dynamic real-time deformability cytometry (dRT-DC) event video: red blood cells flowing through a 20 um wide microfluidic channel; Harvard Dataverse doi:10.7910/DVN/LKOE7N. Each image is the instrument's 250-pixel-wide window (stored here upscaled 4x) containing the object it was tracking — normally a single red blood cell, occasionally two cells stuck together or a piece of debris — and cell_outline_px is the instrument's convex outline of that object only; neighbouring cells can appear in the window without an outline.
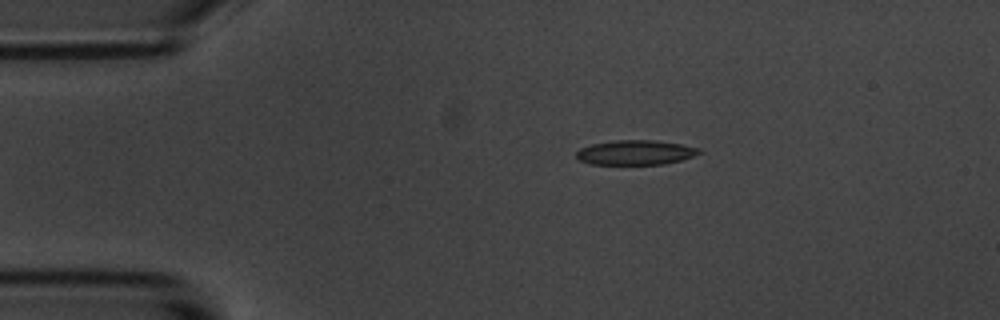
{"species": "common noctule bat (a hibernating species)", "species_latin": "Nyctalus noctula", "temperature_condition": "room temperature", "stored_images_in_passage": 47, "camera_frame_rate_fps": 3000, "um_per_image_px": 0.085, "animal": {"sex": "male", "body_mass_g": 20.1, "forearm_length_mm": 53.5}, "frame": {"image": 1, "passage_image": 1, "time_ms": 0.0, "image_size_px": [1000, 320], "cell_outline_px": [[704, 152], [680, 160], [664, 164], [588, 164], [580, 160], [576, 156], [576, 152], [580, 148], [592, 144], [616, 140], [652, 140], [680, 144], [700, 148]], "centroid_in_image_um": [54.01, 12.96], "position_along_channel_um": 31.0, "area_um2": 17.57}}
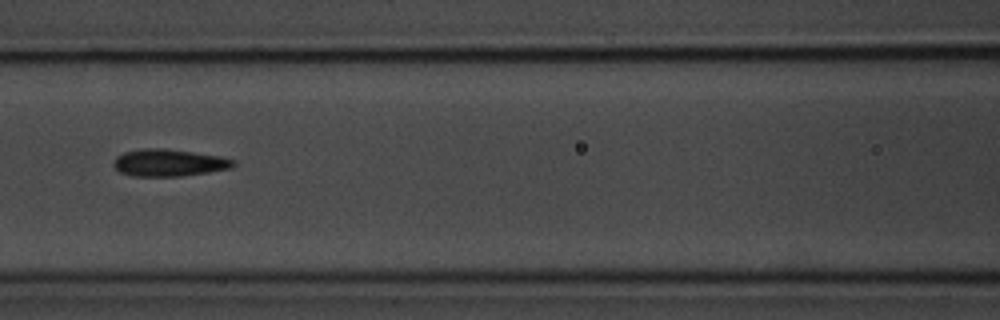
{"frame": {"image": 2, "passage_image": 15, "time_ms": 4.667, "image_size_px": [1000, 320], "cell_outline_px": [[236, 164], [232, 168], [208, 172], [180, 176], [132, 176], [120, 172], [112, 164], [116, 156], [124, 152], [144, 148], [164, 148], [224, 156], [236, 160]], "centroid_in_image_um": [14.39, 13.82], "position_along_channel_um": 152.2, "area_um2": 19.13}}
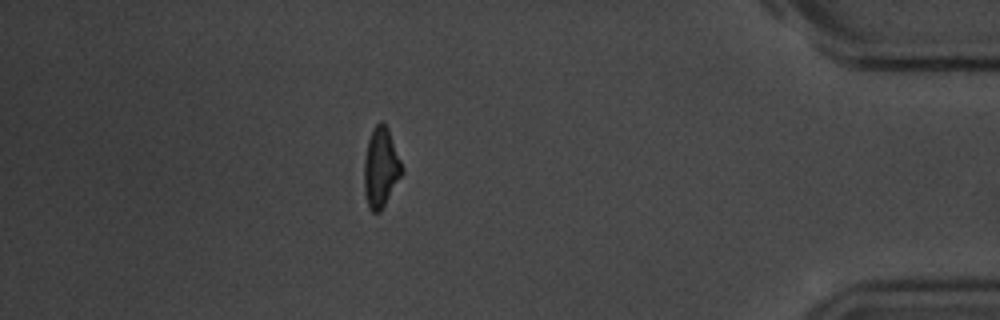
{"frame": {"image": 3, "passage_image": 40, "time_ms": 13.0, "image_size_px": [1000, 320], "cell_outline_px": [[404, 172], [380, 212], [372, 212], [368, 208], [364, 192], [364, 160], [368, 140], [372, 128], [380, 120], [388, 128], [404, 168]], "centroid_in_image_um": [32.37, 14.25], "position_along_channel_um": 402.8, "area_um2": 17.74}, "authors_computed_cell_mechanics": {"area_um2": 18.3226, "velocity_mm_per_s": 3.5419, "shape_relaxation_time_tau1_ms": 3.3117, "shape_relaxation_time_tau2_ms": 4.6801, "deformation_change_tau1": 0.1185, "deformation_change_tau2": 0.1262}}